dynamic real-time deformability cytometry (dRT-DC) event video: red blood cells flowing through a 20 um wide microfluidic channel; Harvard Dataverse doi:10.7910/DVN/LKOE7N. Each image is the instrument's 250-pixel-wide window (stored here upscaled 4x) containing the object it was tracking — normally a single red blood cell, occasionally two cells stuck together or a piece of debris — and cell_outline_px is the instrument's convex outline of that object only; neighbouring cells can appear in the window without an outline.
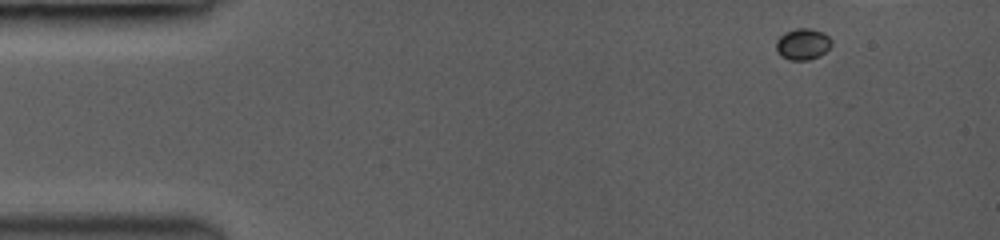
{"species": "common noctule bat (a hibernating species)", "species_latin": "Nyctalus noctula", "temperature_condition": "room temperature", "stored_images_in_passage": 4, "camera_frame_rate_fps": 3000, "um_per_image_px": 0.085, "animal": {"sex": "female", "body_mass_g": 19.0, "forearm_length_mm": 53.3}, "frame": {"image": 1, "passage_image": 1, "time_ms": 0.0, "image_size_px": [1000, 240], "cell_outline_px": [[832, 44], [820, 56], [808, 60], [788, 60], [780, 56], [776, 52], [776, 40], [784, 32], [796, 28], [808, 28], [824, 32], [832, 40]], "centroid_in_image_um": [68.21, 3.75], "position_along_channel_um": 16.8, "area_um2": 10.29}}